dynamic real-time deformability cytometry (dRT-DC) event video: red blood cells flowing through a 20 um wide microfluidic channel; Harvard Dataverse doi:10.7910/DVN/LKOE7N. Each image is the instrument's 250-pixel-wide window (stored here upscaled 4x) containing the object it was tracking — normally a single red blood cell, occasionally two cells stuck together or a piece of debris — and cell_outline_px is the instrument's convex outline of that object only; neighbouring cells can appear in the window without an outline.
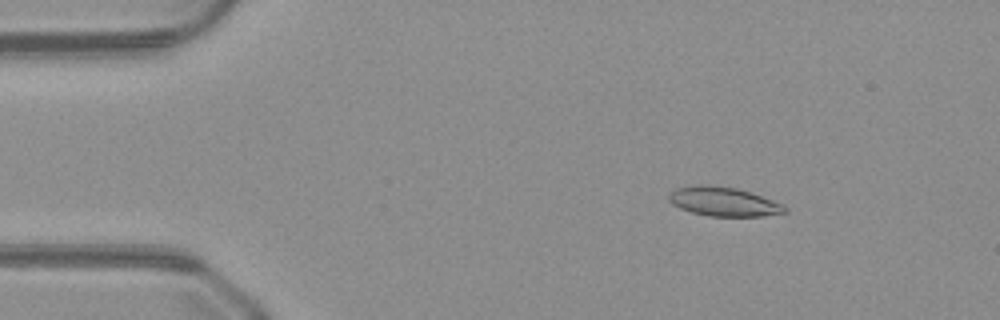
{"species": "common noctule bat (a hibernating species)", "species_latin": "Nyctalus noctula", "temperature_condition": "warm", "stored_images_in_passage": 49, "camera_frame_rate_fps": 3000, "um_per_image_px": 0.085, "animal": {"sex": "male", "body_mass_g": 23.1, "forearm_length_mm": 52.7}, "frame": {"image": 1, "passage_image": 6, "time_ms": 1.667, "image_size_px": [1000, 320], "cell_outline_px": [[788, 212], [764, 216], [708, 216], [692, 212], [680, 208], [672, 204], [668, 200], [668, 192], [676, 188], [696, 184], [704, 184], [736, 188], [752, 192], [784, 204], [788, 208]], "centroid_in_image_um": [61.51, 17.13], "position_along_channel_um": 23.5, "area_um2": 20.0}}
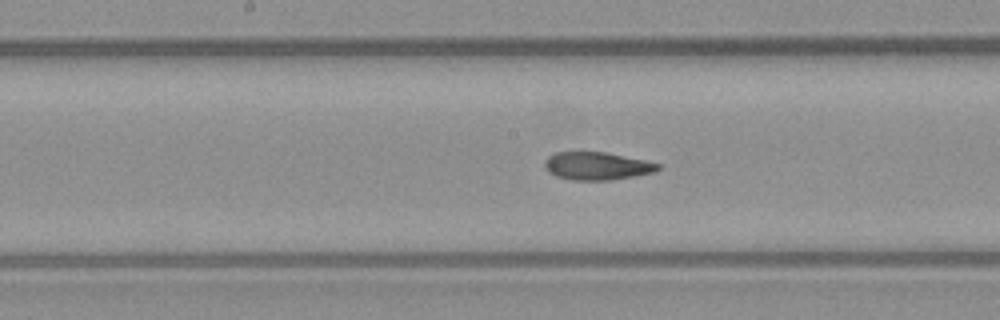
{"frame": {"image": 2, "passage_image": 24, "time_ms": 7.667, "image_size_px": [1000, 320], "cell_outline_px": [[660, 168], [656, 172], [612, 180], [572, 180], [556, 176], [548, 172], [544, 168], [544, 160], [548, 156], [556, 152], [604, 152], [644, 160], [660, 164]], "centroid_in_image_um": [50.71, 14.11], "position_along_channel_um": 197.5, "area_um2": 18.44}}
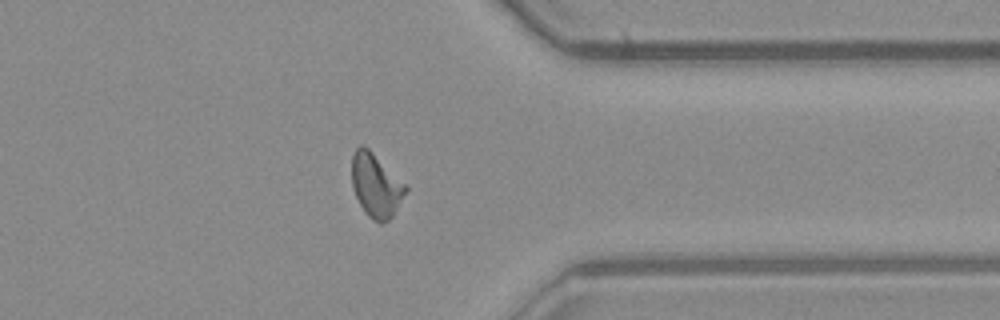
{"frame": {"image": 3, "passage_image": 38, "time_ms": 12.333, "image_size_px": [1000, 320], "cell_outline_px": [[408, 188], [392, 216], [384, 224], [380, 224], [372, 220], [364, 212], [352, 188], [352, 156], [356, 148], [360, 144], [364, 144]], "centroid_in_image_um": [31.92, 15.78], "position_along_channel_um": 379.5, "area_um2": 19.65}}